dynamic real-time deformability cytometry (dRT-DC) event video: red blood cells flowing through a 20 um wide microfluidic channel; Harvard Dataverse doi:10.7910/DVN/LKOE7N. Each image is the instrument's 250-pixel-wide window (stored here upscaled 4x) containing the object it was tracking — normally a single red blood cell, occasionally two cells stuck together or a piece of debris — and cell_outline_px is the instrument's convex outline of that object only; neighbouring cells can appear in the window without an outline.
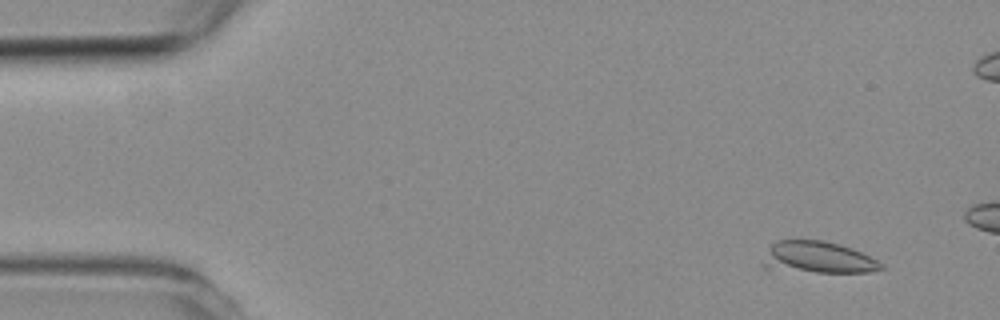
{"species": "common noctule bat (a hibernating species)", "species_latin": "Nyctalus noctula", "temperature_condition": "room temperature", "stored_images_in_passage": 4, "segment_of_instrument_passage": [2, 2], "camera_frame_rate_fps": 3000, "um_per_image_px": 0.085, "animal": {"sex": "female", "body_mass_g": 19.3, "forearm_length_mm": 54.1}, "frame": {"image": 1, "passage_image": 4, "time_ms": 4.0, "image_size_px": [1000, 320], "cell_outline_px": [[884, 268], [868, 272], [816, 272], [764, 268], [760, 264], [768, 248], [776, 240], [824, 240], [840, 244], [860, 252], [884, 264]], "centroid_in_image_um": [69.47, 21.88], "position_along_channel_um": 15.5, "area_um2": 21.85}}